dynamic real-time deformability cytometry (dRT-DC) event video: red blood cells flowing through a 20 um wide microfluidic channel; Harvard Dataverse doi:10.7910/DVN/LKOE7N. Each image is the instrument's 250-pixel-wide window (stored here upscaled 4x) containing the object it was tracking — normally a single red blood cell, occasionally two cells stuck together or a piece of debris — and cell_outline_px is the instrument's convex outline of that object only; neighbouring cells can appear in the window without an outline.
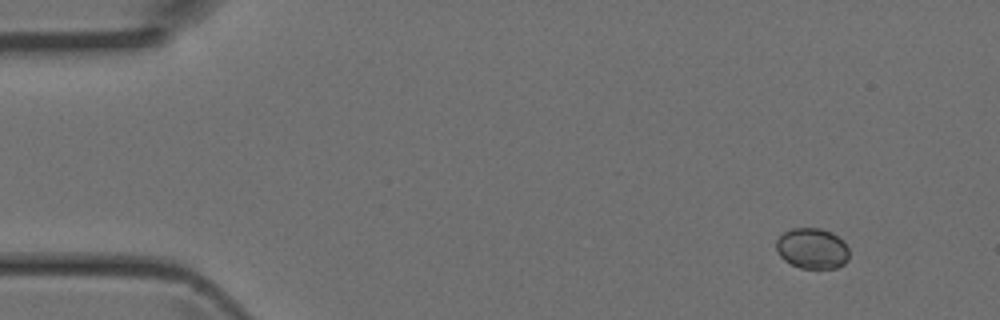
{"species": "Egyptian fruit bat (a non-hibernating species)", "species_latin": "Rousettus aegyptiacus", "temperature_condition": "room temperature", "stored_images_in_passage": 5, "camera_frame_rate_fps": 3000, "um_per_image_px": 0.085, "animal": {"sex": "female"}, "frame": {"image": 1, "passage_image": 1, "time_ms": 0.0, "image_size_px": [1000, 320], "cell_outline_px": [[848, 260], [844, 264], [836, 268], [800, 268], [784, 260], [776, 252], [776, 240], [784, 232], [792, 228], [820, 228], [832, 232], [844, 240], [848, 248]], "centroid_in_image_um": [69.04, 21.11], "position_along_channel_um": 16.0, "area_um2": 17.46}}
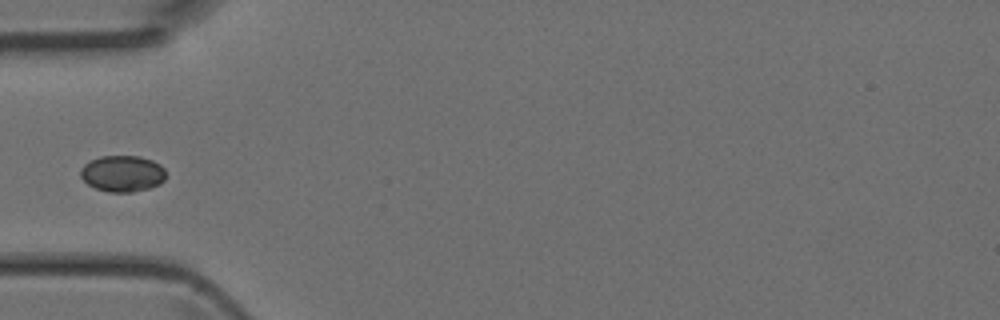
{"frame": {"image": 2, "passage_image": 4, "time_ms": 1.0, "image_size_px": [1000, 320], "cell_outline_px": [[164, 180], [160, 184], [148, 188], [132, 192], [108, 192], [96, 188], [88, 184], [80, 176], [80, 168], [84, 164], [100, 156], [140, 156], [152, 160], [160, 164], [164, 168]], "centroid_in_image_um": [10.4, 14.75], "position_along_channel_um": 74.6, "area_um2": 18.03}}
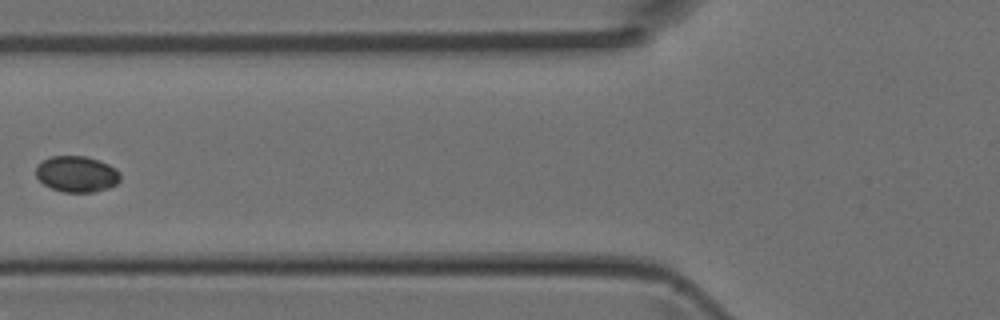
{"frame": {"image": 3, "passage_image": 5, "time_ms": 1.333, "image_size_px": [1000, 320], "cell_outline_px": [[120, 180], [116, 184], [108, 188], [92, 192], [64, 192], [52, 188], [44, 184], [36, 176], [36, 168], [44, 160], [52, 156], [84, 156], [100, 160], [116, 168], [120, 172]], "centroid_in_image_um": [6.55, 14.79], "position_along_channel_um": 119.2, "area_um2": 17.63}}